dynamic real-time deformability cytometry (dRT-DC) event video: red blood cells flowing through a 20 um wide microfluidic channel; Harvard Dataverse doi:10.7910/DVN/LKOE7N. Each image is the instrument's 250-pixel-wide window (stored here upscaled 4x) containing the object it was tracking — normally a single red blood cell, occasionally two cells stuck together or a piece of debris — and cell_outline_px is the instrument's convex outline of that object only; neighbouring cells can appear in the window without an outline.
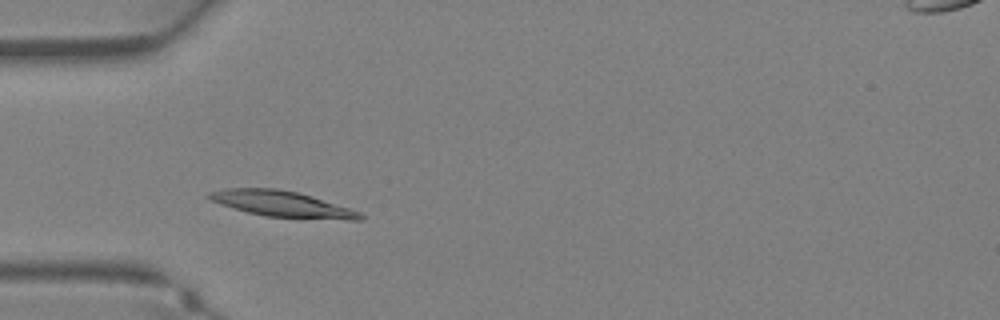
{"species": "Egyptian fruit bat (a non-hibernating species)", "species_latin": "Rousettus aegyptiacus", "temperature_condition": "warm", "stored_images_in_passage": 30, "camera_frame_rate_fps": 3000, "um_per_image_px": 0.085, "animal": {"sex": "female"}, "frame": {"image": 1, "passage_image": 5, "time_ms": 1.333, "image_size_px": [1000, 320], "cell_outline_px": [[364, 220], [348, 220], [264, 216], [232, 208], [208, 200], [204, 196], [208, 192], [224, 188], [276, 188], [300, 192], [360, 212], [364, 216]], "centroid_in_image_um": [23.91, 17.33], "position_along_channel_um": 61.1, "area_um2": 22.95}}
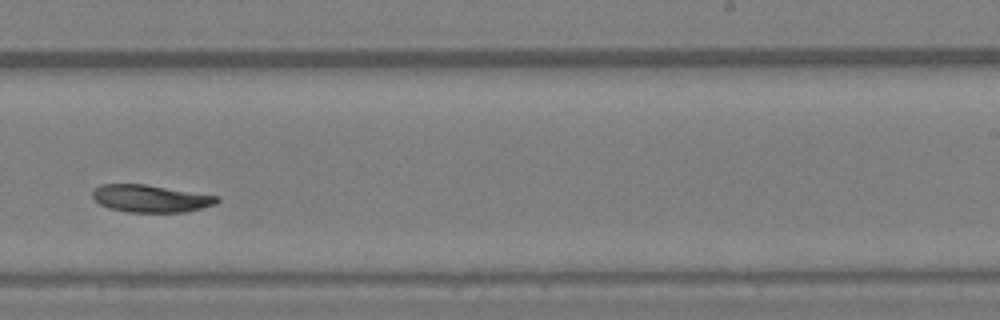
{"frame": {"image": 2, "passage_image": 17, "time_ms": 5.333, "image_size_px": [1000, 320], "cell_outline_px": [[220, 200], [216, 204], [184, 212], [128, 212], [108, 208], [100, 204], [92, 196], [92, 192], [100, 184], [144, 184], [220, 196]], "centroid_in_image_um": [12.81, 16.87], "position_along_channel_um": 276.2, "area_um2": 19.83}}
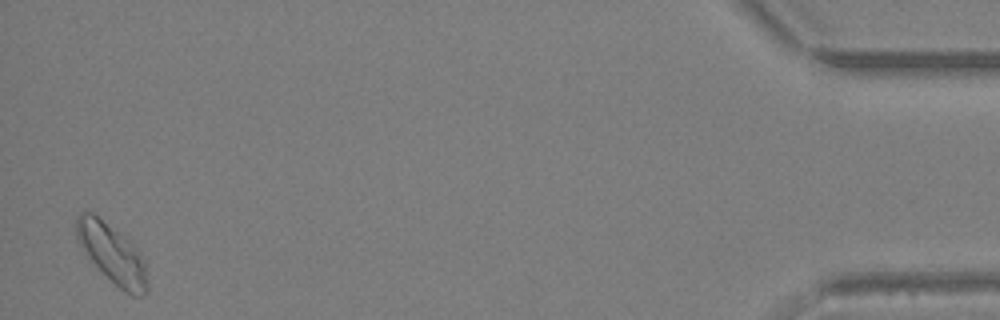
{"frame": {"image": 3, "passage_image": 30, "time_ms": 9.667, "image_size_px": [1000, 320], "cell_outline_px": [[148, 292], [144, 296], [132, 296], [124, 292], [92, 260], [76, 240], [76, 216], [80, 212], [92, 212], [136, 248], [140, 252], [144, 260], [148, 284]], "centroid_in_image_um": [9.55, 21.59], "position_along_channel_um": 425.6, "area_um2": 23.7}}